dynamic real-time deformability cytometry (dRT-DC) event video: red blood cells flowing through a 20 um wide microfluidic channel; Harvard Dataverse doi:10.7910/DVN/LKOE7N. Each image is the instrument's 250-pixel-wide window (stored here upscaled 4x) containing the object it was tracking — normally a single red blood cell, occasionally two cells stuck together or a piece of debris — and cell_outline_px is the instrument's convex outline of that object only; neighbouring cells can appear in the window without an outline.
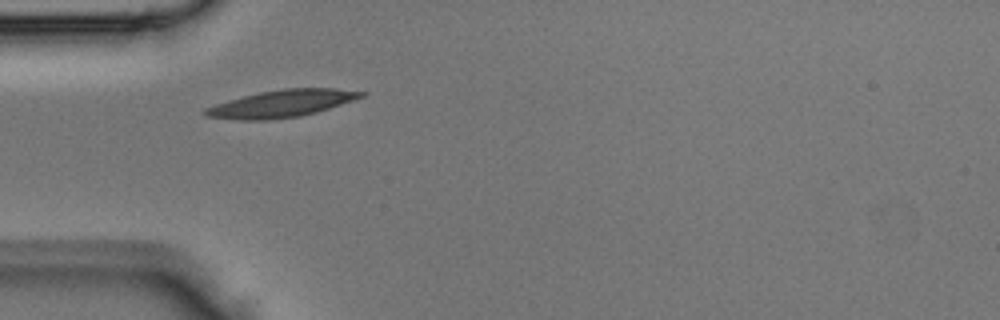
{"species": "Egyptian fruit bat (a non-hibernating species)", "species_latin": "Rousettus aegyptiacus", "temperature_condition": "room temperature", "stored_images_in_passage": 2, "camera_frame_rate_fps": 3000, "um_per_image_px": 0.085, "animal": {"sex": "male"}, "frame": {"image": 1, "passage_image": 1, "time_ms": 0.0, "image_size_px": [1000, 320], "cell_outline_px": [[368, 92], [364, 96], [316, 112], [300, 116], [268, 120], [236, 120], [208, 116], [200, 112], [204, 108], [228, 100], [260, 92], [284, 88], [336, 88]], "centroid_in_image_um": [23.91, 8.8], "position_along_channel_um": 61.1, "area_um2": 24.57}}
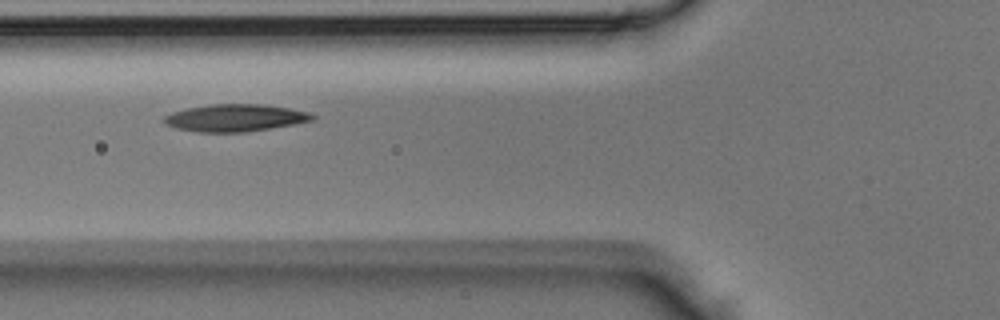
{"frame": {"image": 2, "passage_image": 2, "time_ms": 0.333, "image_size_px": [1000, 320], "cell_outline_px": [[316, 120], [244, 132], [196, 132], [176, 128], [160, 120], [164, 116], [172, 112], [188, 108], [212, 104], [264, 104], [288, 108], [308, 112], [316, 116]], "centroid_in_image_um": [19.97, 10.01], "position_along_channel_um": 105.8, "area_um2": 23.41}}